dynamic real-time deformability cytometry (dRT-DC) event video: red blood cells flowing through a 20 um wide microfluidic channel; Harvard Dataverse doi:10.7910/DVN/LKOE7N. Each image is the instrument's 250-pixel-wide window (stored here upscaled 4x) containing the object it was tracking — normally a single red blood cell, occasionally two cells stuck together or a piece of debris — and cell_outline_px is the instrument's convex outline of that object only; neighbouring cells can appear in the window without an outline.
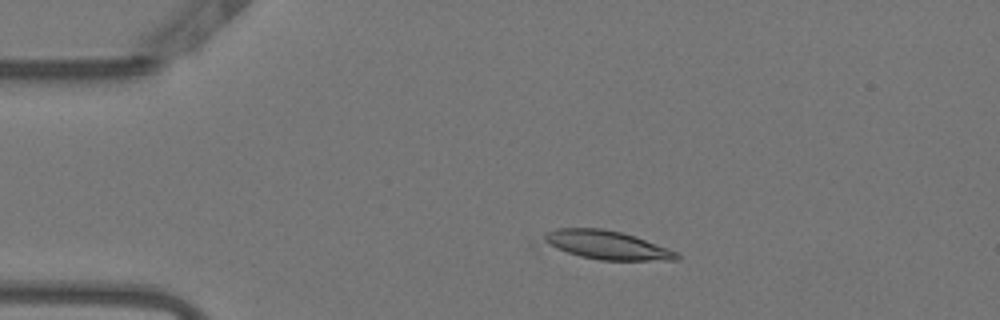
{"species": "Egyptian fruit bat (a non-hibernating species)", "species_latin": "Rousettus aegyptiacus", "temperature_condition": "warm", "stored_images_in_passage": 6, "camera_frame_rate_fps": 3000, "um_per_image_px": 0.085, "animal": {"sex": "female"}, "frame": {"image": 1, "passage_image": 1, "time_ms": 0.0, "image_size_px": [1000, 320], "cell_outline_px": [[680, 260], [600, 260], [580, 256], [528, 244], [544, 232], [556, 228], [600, 228], [620, 232], [668, 248], [676, 252], [680, 256]], "centroid_in_image_um": [51.23, 20.82], "position_along_channel_um": 33.8, "area_um2": 23.29}}